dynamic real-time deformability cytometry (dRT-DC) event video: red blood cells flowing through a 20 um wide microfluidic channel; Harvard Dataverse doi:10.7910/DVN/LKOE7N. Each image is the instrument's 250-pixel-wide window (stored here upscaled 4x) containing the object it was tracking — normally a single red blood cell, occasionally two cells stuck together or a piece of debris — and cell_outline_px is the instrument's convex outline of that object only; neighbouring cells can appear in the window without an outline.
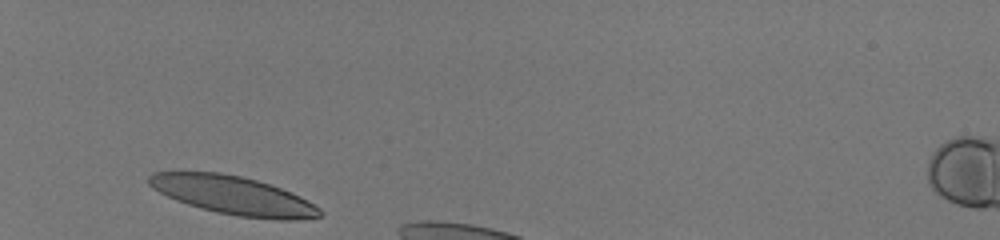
{"species": "human", "species_latin": "Homo sapiens", "temperature_condition": "room temperature", "stored_images_in_passage": 29, "camera_frame_rate_fps": 3000, "um_per_image_px": 0.085, "donor": {"sex": "male"}, "frame": {"image": 1, "passage_image": 1, "time_ms": 0.0, "image_size_px": [1000, 240], "cell_outline_px": [[324, 212], [320, 216], [296, 220], [280, 220], [236, 216], [216, 212], [200, 208], [176, 200], [152, 188], [148, 184], [148, 176], [152, 172], [220, 172], [240, 176], [256, 180], [292, 192], [308, 200], [320, 208]], "centroid_in_image_um": [19.84, 16.61], "position_along_channel_um": 65.2, "area_um2": 38.26}}
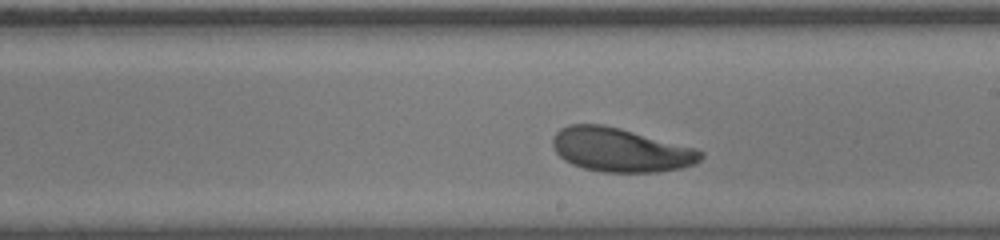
{"frame": {"image": 2, "passage_image": 16, "time_ms": 5.0, "image_size_px": [1000, 240], "cell_outline_px": [[704, 156], [696, 164], [680, 168], [656, 172], [604, 172], [584, 168], [572, 164], [564, 160], [556, 152], [552, 144], [552, 136], [560, 128], [568, 124], [604, 124], [620, 128], [696, 148], [704, 152]], "centroid_in_image_um": [52.74, 12.73], "position_along_channel_um": 236.3, "area_um2": 37.97}}
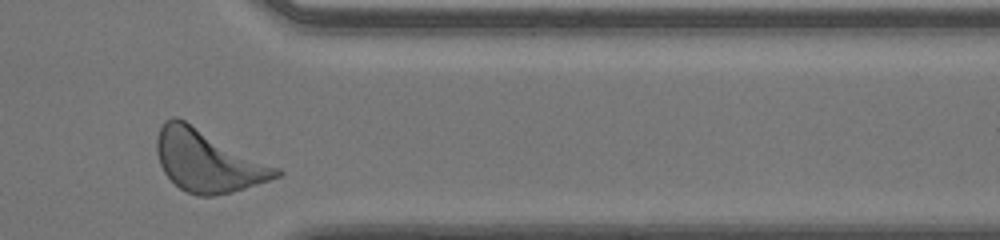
{"frame": {"image": 3, "passage_image": 28, "time_ms": 9.0, "image_size_px": [1000, 240], "cell_outline_px": [[284, 172], [280, 176], [244, 188], [212, 196], [196, 196], [180, 188], [164, 172], [160, 164], [156, 152], [156, 136], [164, 120], [172, 116], [176, 116], [280, 168]], "centroid_in_image_um": [17.63, 13.66], "position_along_channel_um": 393.8, "area_um2": 42.66}, "authors_computed_cell_mechanics": {"area_um2": 38.0902, "velocity_mm_per_s": 3.9634, "shape_relaxation_time_tau1_ms": 1.4196, "shape_relaxation_time_tau2_ms": 9.7663, "deformation_change_tau1": 0.1023, "deformation_change_tau2": 0.2349}}